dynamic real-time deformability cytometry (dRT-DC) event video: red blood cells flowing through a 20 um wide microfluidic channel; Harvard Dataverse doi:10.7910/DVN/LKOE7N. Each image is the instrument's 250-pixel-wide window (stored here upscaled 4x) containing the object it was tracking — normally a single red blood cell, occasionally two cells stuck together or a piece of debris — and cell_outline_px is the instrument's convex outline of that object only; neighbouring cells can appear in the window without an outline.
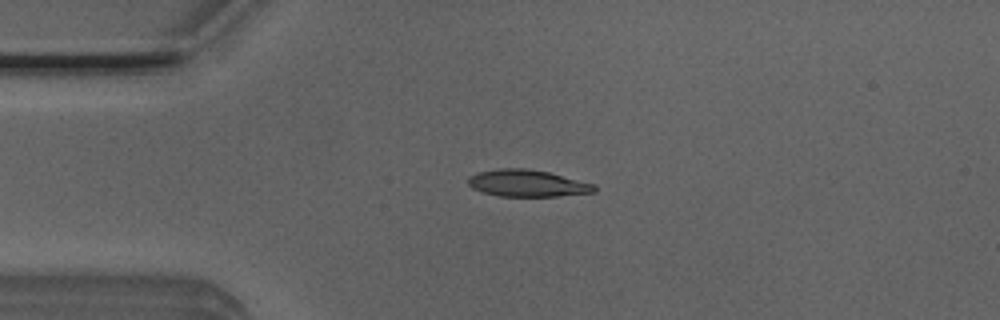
{"species": "Egyptian fruit bat (a non-hibernating species)", "species_latin": "Rousettus aegyptiacus", "temperature_condition": "room temperature", "stored_images_in_passage": 41, "camera_frame_rate_fps": 3000, "um_per_image_px": 0.085, "animal": {"sex": "male"}, "frame": {"image": 1, "passage_image": 1, "time_ms": 0.0, "image_size_px": [1000, 320], "cell_outline_px": [[596, 192], [556, 196], [500, 196], [484, 192], [472, 188], [468, 184], [468, 176], [476, 172], [496, 168], [528, 168], [548, 172], [596, 184]], "centroid_in_image_um": [44.81, 15.56], "position_along_channel_um": 40.2, "area_um2": 19.88}}
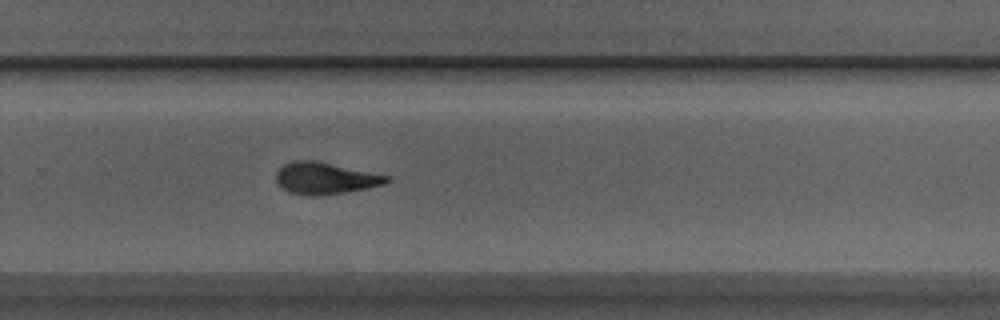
{"frame": {"image": 2, "passage_image": 23, "time_ms": 7.333, "image_size_px": [1000, 320], "cell_outline_px": [[392, 180], [384, 184], [368, 188], [320, 196], [312, 196], [288, 192], [276, 180], [276, 172], [284, 164], [292, 160], [312, 160], [392, 176]], "centroid_in_image_um": [27.67, 15.15], "position_along_channel_um": 302.1, "area_um2": 20.4}}
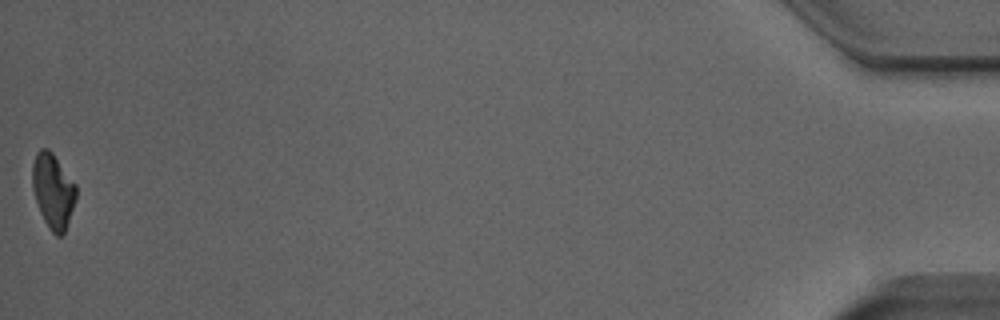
{"frame": {"image": 3, "passage_image": 41, "time_ms": 13.333, "image_size_px": [1000, 320], "cell_outline_px": [[76, 200], [64, 232], [60, 236], [56, 236], [48, 228], [40, 212], [32, 188], [32, 164], [36, 152], [40, 148], [48, 148], [52, 152], [76, 184]], "centroid_in_image_um": [4.5, 16.2], "position_along_channel_um": 430.7, "area_um2": 19.07}, "authors_computed_cell_mechanics": {"area_um2": 20.23, "velocity_mm_per_s": 3.8946, "shape_relaxation_time_tau1_ms": 3.9568, "shape_relaxation_time_tau2_ms": 2.196, "deformation_change_tau1": 0.1614, "deformation_change_tau2": 0.1023}}